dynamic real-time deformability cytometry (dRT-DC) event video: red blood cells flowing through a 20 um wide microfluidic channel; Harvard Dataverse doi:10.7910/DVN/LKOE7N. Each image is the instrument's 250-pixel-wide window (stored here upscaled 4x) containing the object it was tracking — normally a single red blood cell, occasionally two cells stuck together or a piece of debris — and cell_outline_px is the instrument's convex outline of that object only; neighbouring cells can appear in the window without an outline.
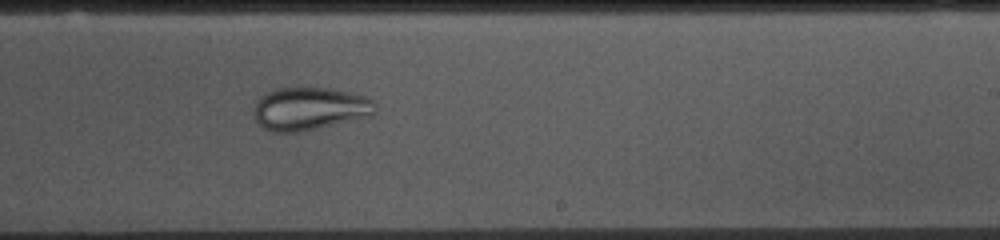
{"species": "common noctule bat (a hibernating species)", "species_latin": "Nyctalus noctula", "temperature_condition": "cold", "stored_images_in_passage": 53, "camera_frame_rate_fps": 3000, "um_per_image_px": 0.085, "animal": {"sex": "female", "body_mass_g": 10.0, "forearm_length_mm": 53.1}, "frame": {"image": 1, "passage_image": 31, "time_ms": 10.0, "image_size_px": [1000, 240], "cell_outline_px": [[376, 104], [372, 116], [320, 128], [300, 132], [272, 132], [264, 128], [256, 120], [252, 112], [256, 100], [260, 96], [276, 88], [296, 84], [328, 88], [368, 96]], "centroid_in_image_um": [26.29, 9.2], "position_along_channel_um": 262.7, "area_um2": 31.33}}
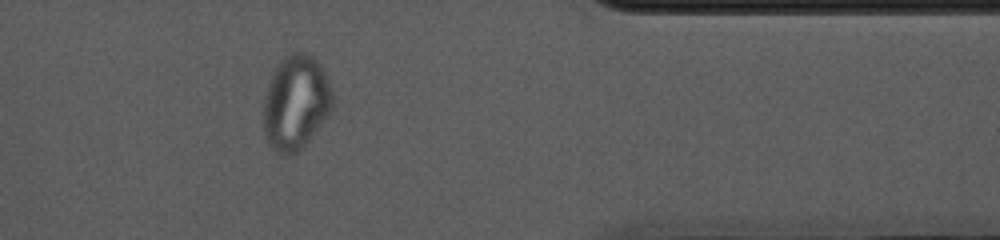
{"frame": {"image": 2, "passage_image": 43, "time_ms": 14.0, "image_size_px": [1000, 240], "cell_outline_px": [[332, 108], [328, 116], [308, 140], [296, 152], [288, 156], [276, 152], [268, 144], [264, 132], [264, 100], [268, 84], [272, 72], [280, 60], [288, 52], [304, 52], [312, 56], [320, 64], [328, 80], [332, 92]], "centroid_in_image_um": [25.13, 8.7], "position_along_channel_um": 386.3, "area_um2": 37.97}}
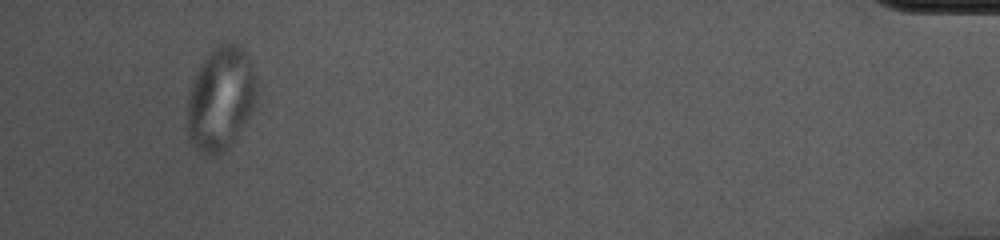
{"frame": {"image": 3, "passage_image": 50, "time_ms": 16.333, "image_size_px": [1000, 240], "cell_outline_px": [[256, 100], [252, 112], [228, 148], [216, 156], [208, 156], [200, 152], [188, 140], [188, 96], [192, 84], [200, 64], [204, 56], [212, 48], [228, 40], [232, 40], [240, 44], [244, 48], [252, 64], [256, 84]], "centroid_in_image_um": [18.76, 8.34], "position_along_channel_um": 416.4, "area_um2": 42.37}}